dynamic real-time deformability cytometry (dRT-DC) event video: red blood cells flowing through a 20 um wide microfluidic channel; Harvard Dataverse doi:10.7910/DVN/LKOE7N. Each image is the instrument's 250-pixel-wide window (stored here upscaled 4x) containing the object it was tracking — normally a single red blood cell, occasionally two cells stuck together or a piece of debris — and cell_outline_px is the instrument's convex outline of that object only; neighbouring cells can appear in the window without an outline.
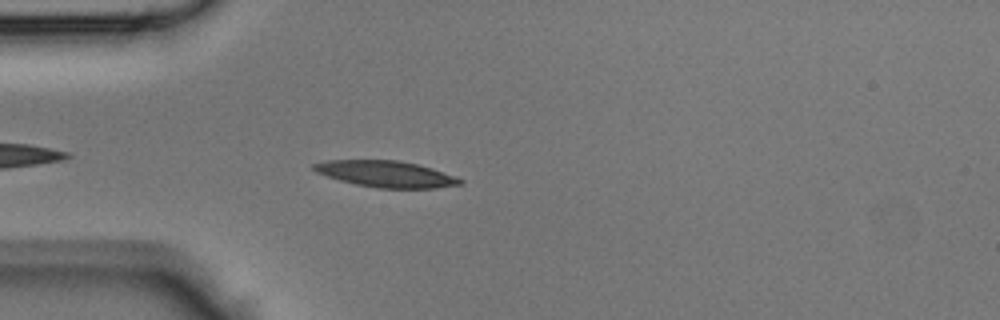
{"species": "Egyptian fruit bat (a non-hibernating species)", "species_latin": "Rousettus aegyptiacus", "temperature_condition": "room temperature", "stored_images_in_passage": 23, "camera_frame_rate_fps": 3000, "um_per_image_px": 0.085, "animal": {"sex": "male"}, "frame": {"image": 1, "passage_image": 3, "time_ms": 0.667, "image_size_px": [1000, 320], "cell_outline_px": [[464, 184], [436, 188], [376, 188], [356, 184], [340, 180], [316, 172], [312, 168], [312, 164], [324, 160], [400, 160], [432, 168], [456, 176], [464, 180]], "centroid_in_image_um": [32.84, 14.79], "position_along_channel_um": 52.2, "area_um2": 22.54}}
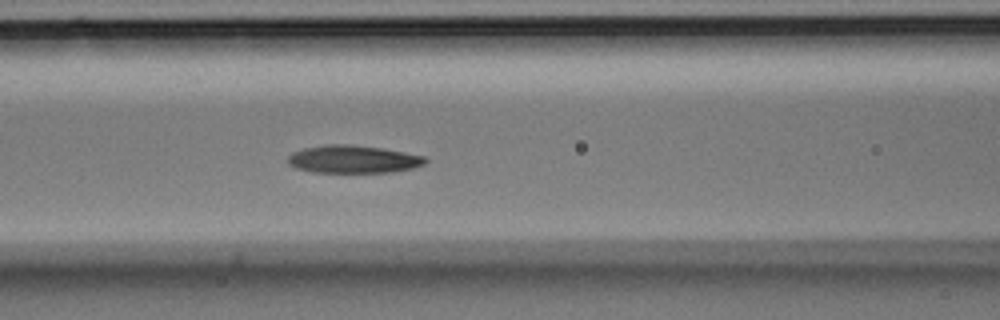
{"frame": {"image": 2, "passage_image": 9, "time_ms": 2.667, "image_size_px": [1000, 320], "cell_outline_px": [[428, 160], [424, 164], [412, 168], [392, 172], [312, 172], [296, 168], [288, 164], [288, 156], [292, 152], [304, 148], [324, 144], [348, 144], [380, 148], [404, 152], [424, 156]], "centroid_in_image_um": [29.99, 13.53], "position_along_channel_um": 136.6, "area_um2": 22.2}}
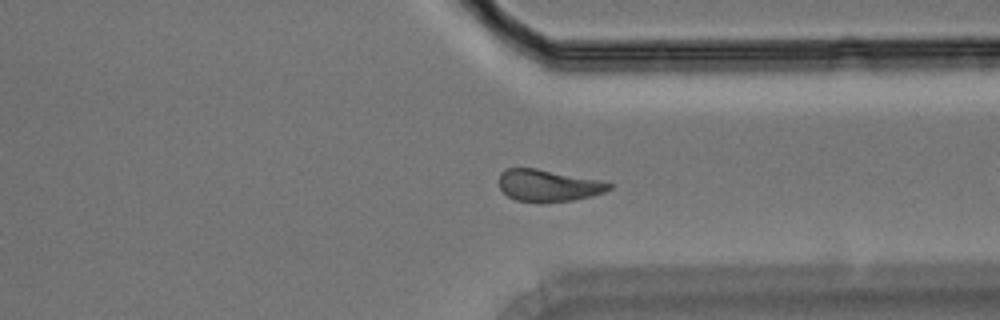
{"frame": {"image": 3, "passage_image": 21, "time_ms": 6.667, "image_size_px": [1000, 320], "cell_outline_px": [[612, 188], [604, 192], [592, 196], [572, 200], [516, 200], [508, 196], [500, 188], [500, 172], [504, 168], [536, 168], [604, 180], [612, 184]], "centroid_in_image_um": [46.65, 15.72], "position_along_channel_um": 364.8, "area_um2": 20.11}}